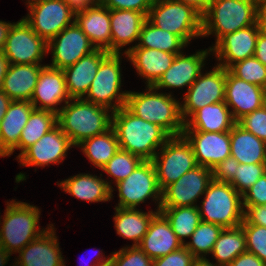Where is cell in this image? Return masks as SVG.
Listing matches in <instances>:
<instances>
[{"mask_svg": "<svg viewBox=\"0 0 266 266\" xmlns=\"http://www.w3.org/2000/svg\"><path fill=\"white\" fill-rule=\"evenodd\" d=\"M112 128L119 148L139 156L143 161H151L156 150L159 151L171 137L161 126L136 116L126 106L112 112Z\"/></svg>", "mask_w": 266, "mask_h": 266, "instance_id": "1", "label": "cell"}, {"mask_svg": "<svg viewBox=\"0 0 266 266\" xmlns=\"http://www.w3.org/2000/svg\"><path fill=\"white\" fill-rule=\"evenodd\" d=\"M57 124L77 147L83 140L103 134L112 127V111L83 98L70 99L60 107Z\"/></svg>", "mask_w": 266, "mask_h": 266, "instance_id": "2", "label": "cell"}, {"mask_svg": "<svg viewBox=\"0 0 266 266\" xmlns=\"http://www.w3.org/2000/svg\"><path fill=\"white\" fill-rule=\"evenodd\" d=\"M146 91H129L126 107L145 121L161 126L171 136L182 135L181 103L171 93L156 92L153 86H147Z\"/></svg>", "mask_w": 266, "mask_h": 266, "instance_id": "3", "label": "cell"}, {"mask_svg": "<svg viewBox=\"0 0 266 266\" xmlns=\"http://www.w3.org/2000/svg\"><path fill=\"white\" fill-rule=\"evenodd\" d=\"M258 0H211L202 15V37L225 35L257 23Z\"/></svg>", "mask_w": 266, "mask_h": 266, "instance_id": "4", "label": "cell"}, {"mask_svg": "<svg viewBox=\"0 0 266 266\" xmlns=\"http://www.w3.org/2000/svg\"><path fill=\"white\" fill-rule=\"evenodd\" d=\"M0 224V245L9 253L19 252L46 229L40 230V209L26 202H7Z\"/></svg>", "mask_w": 266, "mask_h": 266, "instance_id": "5", "label": "cell"}, {"mask_svg": "<svg viewBox=\"0 0 266 266\" xmlns=\"http://www.w3.org/2000/svg\"><path fill=\"white\" fill-rule=\"evenodd\" d=\"M199 207L201 221L223 228L241 225L244 220L242 195L230 184L212 180Z\"/></svg>", "mask_w": 266, "mask_h": 266, "instance_id": "6", "label": "cell"}, {"mask_svg": "<svg viewBox=\"0 0 266 266\" xmlns=\"http://www.w3.org/2000/svg\"><path fill=\"white\" fill-rule=\"evenodd\" d=\"M147 19L156 27L179 36L186 44L202 37V15L177 0H154Z\"/></svg>", "mask_w": 266, "mask_h": 266, "instance_id": "7", "label": "cell"}, {"mask_svg": "<svg viewBox=\"0 0 266 266\" xmlns=\"http://www.w3.org/2000/svg\"><path fill=\"white\" fill-rule=\"evenodd\" d=\"M120 61V53H109L101 61L84 100L108 108L112 112L126 106L129 91L120 92L122 85Z\"/></svg>", "mask_w": 266, "mask_h": 266, "instance_id": "8", "label": "cell"}, {"mask_svg": "<svg viewBox=\"0 0 266 266\" xmlns=\"http://www.w3.org/2000/svg\"><path fill=\"white\" fill-rule=\"evenodd\" d=\"M159 151L151 161L161 190L197 166L192 145L183 134L171 136Z\"/></svg>", "mask_w": 266, "mask_h": 266, "instance_id": "9", "label": "cell"}, {"mask_svg": "<svg viewBox=\"0 0 266 266\" xmlns=\"http://www.w3.org/2000/svg\"><path fill=\"white\" fill-rule=\"evenodd\" d=\"M118 189L120 208H135L147 199L152 198L158 203V211L162 199L156 170L152 161H142L124 180L115 185Z\"/></svg>", "mask_w": 266, "mask_h": 266, "instance_id": "10", "label": "cell"}, {"mask_svg": "<svg viewBox=\"0 0 266 266\" xmlns=\"http://www.w3.org/2000/svg\"><path fill=\"white\" fill-rule=\"evenodd\" d=\"M27 7L29 14L23 19L47 43L75 22V13L64 0H40Z\"/></svg>", "mask_w": 266, "mask_h": 266, "instance_id": "11", "label": "cell"}, {"mask_svg": "<svg viewBox=\"0 0 266 266\" xmlns=\"http://www.w3.org/2000/svg\"><path fill=\"white\" fill-rule=\"evenodd\" d=\"M48 43L22 18L12 23L3 48L9 64H41Z\"/></svg>", "mask_w": 266, "mask_h": 266, "instance_id": "12", "label": "cell"}, {"mask_svg": "<svg viewBox=\"0 0 266 266\" xmlns=\"http://www.w3.org/2000/svg\"><path fill=\"white\" fill-rule=\"evenodd\" d=\"M226 86V69L219 65L209 72L199 74L197 80L188 88L181 105L183 121L187 120L196 110L224 101Z\"/></svg>", "mask_w": 266, "mask_h": 266, "instance_id": "13", "label": "cell"}, {"mask_svg": "<svg viewBox=\"0 0 266 266\" xmlns=\"http://www.w3.org/2000/svg\"><path fill=\"white\" fill-rule=\"evenodd\" d=\"M212 180V170L197 165L162 190L160 208L199 206L195 203Z\"/></svg>", "mask_w": 266, "mask_h": 266, "instance_id": "14", "label": "cell"}, {"mask_svg": "<svg viewBox=\"0 0 266 266\" xmlns=\"http://www.w3.org/2000/svg\"><path fill=\"white\" fill-rule=\"evenodd\" d=\"M95 49L87 35L74 22L48 42V53L51 50L53 55L49 66L63 70Z\"/></svg>", "mask_w": 266, "mask_h": 266, "instance_id": "15", "label": "cell"}, {"mask_svg": "<svg viewBox=\"0 0 266 266\" xmlns=\"http://www.w3.org/2000/svg\"><path fill=\"white\" fill-rule=\"evenodd\" d=\"M74 147L69 137L57 124L37 142L27 148L18 158L20 166H48L63 162L66 152Z\"/></svg>", "mask_w": 266, "mask_h": 266, "instance_id": "16", "label": "cell"}, {"mask_svg": "<svg viewBox=\"0 0 266 266\" xmlns=\"http://www.w3.org/2000/svg\"><path fill=\"white\" fill-rule=\"evenodd\" d=\"M259 31L256 23L223 36L210 47L219 61L217 65L228 69L232 64L254 56Z\"/></svg>", "mask_w": 266, "mask_h": 266, "instance_id": "17", "label": "cell"}, {"mask_svg": "<svg viewBox=\"0 0 266 266\" xmlns=\"http://www.w3.org/2000/svg\"><path fill=\"white\" fill-rule=\"evenodd\" d=\"M70 99L63 70L51 67L49 64L44 65L41 68L30 100L34 108L58 114L60 109L57 105H60L62 102L67 103Z\"/></svg>", "mask_w": 266, "mask_h": 266, "instance_id": "18", "label": "cell"}, {"mask_svg": "<svg viewBox=\"0 0 266 266\" xmlns=\"http://www.w3.org/2000/svg\"><path fill=\"white\" fill-rule=\"evenodd\" d=\"M183 135L192 145L197 165L212 170L221 161L231 156L230 131H183Z\"/></svg>", "mask_w": 266, "mask_h": 266, "instance_id": "19", "label": "cell"}, {"mask_svg": "<svg viewBox=\"0 0 266 266\" xmlns=\"http://www.w3.org/2000/svg\"><path fill=\"white\" fill-rule=\"evenodd\" d=\"M265 88L246 82L226 69L225 103L238 121L244 115L261 108Z\"/></svg>", "mask_w": 266, "mask_h": 266, "instance_id": "20", "label": "cell"}, {"mask_svg": "<svg viewBox=\"0 0 266 266\" xmlns=\"http://www.w3.org/2000/svg\"><path fill=\"white\" fill-rule=\"evenodd\" d=\"M211 48L197 51L192 55L176 54L172 65L153 85L156 90L161 88H188L197 80L205 59L210 54Z\"/></svg>", "mask_w": 266, "mask_h": 266, "instance_id": "21", "label": "cell"}, {"mask_svg": "<svg viewBox=\"0 0 266 266\" xmlns=\"http://www.w3.org/2000/svg\"><path fill=\"white\" fill-rule=\"evenodd\" d=\"M53 224L18 253V266H66Z\"/></svg>", "mask_w": 266, "mask_h": 266, "instance_id": "22", "label": "cell"}, {"mask_svg": "<svg viewBox=\"0 0 266 266\" xmlns=\"http://www.w3.org/2000/svg\"><path fill=\"white\" fill-rule=\"evenodd\" d=\"M109 54L102 49L80 58L74 65L63 69L66 88L71 99L84 98L93 82L101 61Z\"/></svg>", "mask_w": 266, "mask_h": 266, "instance_id": "23", "label": "cell"}, {"mask_svg": "<svg viewBox=\"0 0 266 266\" xmlns=\"http://www.w3.org/2000/svg\"><path fill=\"white\" fill-rule=\"evenodd\" d=\"M182 246L184 245L160 211L153 216L145 236L138 245L152 260L163 257Z\"/></svg>", "mask_w": 266, "mask_h": 266, "instance_id": "24", "label": "cell"}, {"mask_svg": "<svg viewBox=\"0 0 266 266\" xmlns=\"http://www.w3.org/2000/svg\"><path fill=\"white\" fill-rule=\"evenodd\" d=\"M75 23L87 35L96 49L110 53L111 23L110 9L100 2L75 14Z\"/></svg>", "mask_w": 266, "mask_h": 266, "instance_id": "25", "label": "cell"}, {"mask_svg": "<svg viewBox=\"0 0 266 266\" xmlns=\"http://www.w3.org/2000/svg\"><path fill=\"white\" fill-rule=\"evenodd\" d=\"M146 20L147 16L141 12L110 9V53H121L123 46L139 41L140 31Z\"/></svg>", "mask_w": 266, "mask_h": 266, "instance_id": "26", "label": "cell"}, {"mask_svg": "<svg viewBox=\"0 0 266 266\" xmlns=\"http://www.w3.org/2000/svg\"><path fill=\"white\" fill-rule=\"evenodd\" d=\"M236 123L225 101H221L196 110L184 122V131L227 132Z\"/></svg>", "mask_w": 266, "mask_h": 266, "instance_id": "27", "label": "cell"}, {"mask_svg": "<svg viewBox=\"0 0 266 266\" xmlns=\"http://www.w3.org/2000/svg\"><path fill=\"white\" fill-rule=\"evenodd\" d=\"M126 56L147 86H153L172 65L176 54L150 48H131Z\"/></svg>", "mask_w": 266, "mask_h": 266, "instance_id": "28", "label": "cell"}, {"mask_svg": "<svg viewBox=\"0 0 266 266\" xmlns=\"http://www.w3.org/2000/svg\"><path fill=\"white\" fill-rule=\"evenodd\" d=\"M42 64H9L2 91L12 100L30 101Z\"/></svg>", "mask_w": 266, "mask_h": 266, "instance_id": "29", "label": "cell"}, {"mask_svg": "<svg viewBox=\"0 0 266 266\" xmlns=\"http://www.w3.org/2000/svg\"><path fill=\"white\" fill-rule=\"evenodd\" d=\"M34 106L30 101H11L0 122V141L3 149L12 155L19 149V139Z\"/></svg>", "mask_w": 266, "mask_h": 266, "instance_id": "30", "label": "cell"}, {"mask_svg": "<svg viewBox=\"0 0 266 266\" xmlns=\"http://www.w3.org/2000/svg\"><path fill=\"white\" fill-rule=\"evenodd\" d=\"M111 183L96 175L81 173L61 181L58 185L64 192L91 203L109 201L114 191Z\"/></svg>", "mask_w": 266, "mask_h": 266, "instance_id": "31", "label": "cell"}, {"mask_svg": "<svg viewBox=\"0 0 266 266\" xmlns=\"http://www.w3.org/2000/svg\"><path fill=\"white\" fill-rule=\"evenodd\" d=\"M230 151L241 164L266 163V142L238 123L230 131Z\"/></svg>", "mask_w": 266, "mask_h": 266, "instance_id": "32", "label": "cell"}, {"mask_svg": "<svg viewBox=\"0 0 266 266\" xmlns=\"http://www.w3.org/2000/svg\"><path fill=\"white\" fill-rule=\"evenodd\" d=\"M114 209L116 213L114 216V226L117 234L124 239L132 240L134 242L132 246H138L158 209L154 212H142L137 208L115 207Z\"/></svg>", "mask_w": 266, "mask_h": 266, "instance_id": "33", "label": "cell"}, {"mask_svg": "<svg viewBox=\"0 0 266 266\" xmlns=\"http://www.w3.org/2000/svg\"><path fill=\"white\" fill-rule=\"evenodd\" d=\"M187 44L175 34L162 30L153 25L148 19L144 22L140 31L138 44L124 51L126 54L131 48H150L164 52L180 54Z\"/></svg>", "mask_w": 266, "mask_h": 266, "instance_id": "34", "label": "cell"}, {"mask_svg": "<svg viewBox=\"0 0 266 266\" xmlns=\"http://www.w3.org/2000/svg\"><path fill=\"white\" fill-rule=\"evenodd\" d=\"M246 236L241 225L223 228L211 252L216 263L228 266L238 255L246 252Z\"/></svg>", "mask_w": 266, "mask_h": 266, "instance_id": "35", "label": "cell"}, {"mask_svg": "<svg viewBox=\"0 0 266 266\" xmlns=\"http://www.w3.org/2000/svg\"><path fill=\"white\" fill-rule=\"evenodd\" d=\"M82 152L94 166L101 169L120 149L115 130L111 127L105 133L83 140Z\"/></svg>", "mask_w": 266, "mask_h": 266, "instance_id": "36", "label": "cell"}, {"mask_svg": "<svg viewBox=\"0 0 266 266\" xmlns=\"http://www.w3.org/2000/svg\"><path fill=\"white\" fill-rule=\"evenodd\" d=\"M57 125V114L48 110L34 109L24 126L19 139L20 153L17 158L43 135Z\"/></svg>", "mask_w": 266, "mask_h": 266, "instance_id": "37", "label": "cell"}, {"mask_svg": "<svg viewBox=\"0 0 266 266\" xmlns=\"http://www.w3.org/2000/svg\"><path fill=\"white\" fill-rule=\"evenodd\" d=\"M168 220L173 232L185 244L184 239L190 238L201 222L198 206H182L175 208H160Z\"/></svg>", "mask_w": 266, "mask_h": 266, "instance_id": "38", "label": "cell"}, {"mask_svg": "<svg viewBox=\"0 0 266 266\" xmlns=\"http://www.w3.org/2000/svg\"><path fill=\"white\" fill-rule=\"evenodd\" d=\"M223 227L217 224L201 221L191 235V240L184 246L196 257H206L213 250Z\"/></svg>", "mask_w": 266, "mask_h": 266, "instance_id": "39", "label": "cell"}, {"mask_svg": "<svg viewBox=\"0 0 266 266\" xmlns=\"http://www.w3.org/2000/svg\"><path fill=\"white\" fill-rule=\"evenodd\" d=\"M142 161L139 156L119 149L101 170L114 177L117 184L127 178Z\"/></svg>", "mask_w": 266, "mask_h": 266, "instance_id": "40", "label": "cell"}, {"mask_svg": "<svg viewBox=\"0 0 266 266\" xmlns=\"http://www.w3.org/2000/svg\"><path fill=\"white\" fill-rule=\"evenodd\" d=\"M228 70L239 79L266 89V66L255 56L232 64Z\"/></svg>", "mask_w": 266, "mask_h": 266, "instance_id": "41", "label": "cell"}, {"mask_svg": "<svg viewBox=\"0 0 266 266\" xmlns=\"http://www.w3.org/2000/svg\"><path fill=\"white\" fill-rule=\"evenodd\" d=\"M266 174V163L238 164L235 176L230 184L242 195Z\"/></svg>", "mask_w": 266, "mask_h": 266, "instance_id": "42", "label": "cell"}, {"mask_svg": "<svg viewBox=\"0 0 266 266\" xmlns=\"http://www.w3.org/2000/svg\"><path fill=\"white\" fill-rule=\"evenodd\" d=\"M241 226L246 236V250L266 263V227L250 224L245 219Z\"/></svg>", "mask_w": 266, "mask_h": 266, "instance_id": "43", "label": "cell"}, {"mask_svg": "<svg viewBox=\"0 0 266 266\" xmlns=\"http://www.w3.org/2000/svg\"><path fill=\"white\" fill-rule=\"evenodd\" d=\"M113 266H153V260L138 246H126L112 252Z\"/></svg>", "mask_w": 266, "mask_h": 266, "instance_id": "44", "label": "cell"}, {"mask_svg": "<svg viewBox=\"0 0 266 266\" xmlns=\"http://www.w3.org/2000/svg\"><path fill=\"white\" fill-rule=\"evenodd\" d=\"M237 123L266 142V112L262 107L244 115Z\"/></svg>", "mask_w": 266, "mask_h": 266, "instance_id": "45", "label": "cell"}, {"mask_svg": "<svg viewBox=\"0 0 266 266\" xmlns=\"http://www.w3.org/2000/svg\"><path fill=\"white\" fill-rule=\"evenodd\" d=\"M243 207L266 205V174L242 194Z\"/></svg>", "mask_w": 266, "mask_h": 266, "instance_id": "46", "label": "cell"}, {"mask_svg": "<svg viewBox=\"0 0 266 266\" xmlns=\"http://www.w3.org/2000/svg\"><path fill=\"white\" fill-rule=\"evenodd\" d=\"M195 257L185 247L153 260V266H192Z\"/></svg>", "mask_w": 266, "mask_h": 266, "instance_id": "47", "label": "cell"}, {"mask_svg": "<svg viewBox=\"0 0 266 266\" xmlns=\"http://www.w3.org/2000/svg\"><path fill=\"white\" fill-rule=\"evenodd\" d=\"M154 0H99V2L109 9L133 10L144 13L146 16Z\"/></svg>", "mask_w": 266, "mask_h": 266, "instance_id": "48", "label": "cell"}, {"mask_svg": "<svg viewBox=\"0 0 266 266\" xmlns=\"http://www.w3.org/2000/svg\"><path fill=\"white\" fill-rule=\"evenodd\" d=\"M239 162L232 156L227 157L212 169L213 180L230 183L234 176Z\"/></svg>", "mask_w": 266, "mask_h": 266, "instance_id": "49", "label": "cell"}, {"mask_svg": "<svg viewBox=\"0 0 266 266\" xmlns=\"http://www.w3.org/2000/svg\"><path fill=\"white\" fill-rule=\"evenodd\" d=\"M244 219L250 224L266 227V205L256 207H243Z\"/></svg>", "mask_w": 266, "mask_h": 266, "instance_id": "50", "label": "cell"}, {"mask_svg": "<svg viewBox=\"0 0 266 266\" xmlns=\"http://www.w3.org/2000/svg\"><path fill=\"white\" fill-rule=\"evenodd\" d=\"M228 266H266L256 255L248 251L238 255Z\"/></svg>", "mask_w": 266, "mask_h": 266, "instance_id": "51", "label": "cell"}, {"mask_svg": "<svg viewBox=\"0 0 266 266\" xmlns=\"http://www.w3.org/2000/svg\"><path fill=\"white\" fill-rule=\"evenodd\" d=\"M254 56L266 66V34L259 31Z\"/></svg>", "mask_w": 266, "mask_h": 266, "instance_id": "52", "label": "cell"}, {"mask_svg": "<svg viewBox=\"0 0 266 266\" xmlns=\"http://www.w3.org/2000/svg\"><path fill=\"white\" fill-rule=\"evenodd\" d=\"M76 14L99 3V0H64Z\"/></svg>", "mask_w": 266, "mask_h": 266, "instance_id": "53", "label": "cell"}, {"mask_svg": "<svg viewBox=\"0 0 266 266\" xmlns=\"http://www.w3.org/2000/svg\"><path fill=\"white\" fill-rule=\"evenodd\" d=\"M257 24L259 30L266 34V0H258Z\"/></svg>", "mask_w": 266, "mask_h": 266, "instance_id": "54", "label": "cell"}, {"mask_svg": "<svg viewBox=\"0 0 266 266\" xmlns=\"http://www.w3.org/2000/svg\"><path fill=\"white\" fill-rule=\"evenodd\" d=\"M177 1L193 7L201 15H203L207 11V8L211 2V0H177Z\"/></svg>", "mask_w": 266, "mask_h": 266, "instance_id": "55", "label": "cell"}, {"mask_svg": "<svg viewBox=\"0 0 266 266\" xmlns=\"http://www.w3.org/2000/svg\"><path fill=\"white\" fill-rule=\"evenodd\" d=\"M9 67L8 58L5 56L3 51H0V90L2 89L4 77L7 73Z\"/></svg>", "mask_w": 266, "mask_h": 266, "instance_id": "56", "label": "cell"}, {"mask_svg": "<svg viewBox=\"0 0 266 266\" xmlns=\"http://www.w3.org/2000/svg\"><path fill=\"white\" fill-rule=\"evenodd\" d=\"M12 23L0 20V51H3L7 34Z\"/></svg>", "mask_w": 266, "mask_h": 266, "instance_id": "57", "label": "cell"}, {"mask_svg": "<svg viewBox=\"0 0 266 266\" xmlns=\"http://www.w3.org/2000/svg\"><path fill=\"white\" fill-rule=\"evenodd\" d=\"M12 100L0 90V122L6 114L7 108Z\"/></svg>", "mask_w": 266, "mask_h": 266, "instance_id": "58", "label": "cell"}, {"mask_svg": "<svg viewBox=\"0 0 266 266\" xmlns=\"http://www.w3.org/2000/svg\"><path fill=\"white\" fill-rule=\"evenodd\" d=\"M206 257H196L193 261L192 266H222L217 263H212Z\"/></svg>", "mask_w": 266, "mask_h": 266, "instance_id": "59", "label": "cell"}, {"mask_svg": "<svg viewBox=\"0 0 266 266\" xmlns=\"http://www.w3.org/2000/svg\"><path fill=\"white\" fill-rule=\"evenodd\" d=\"M100 254H103V253H101L100 251L96 253L97 258H95V259H96L97 263H94L93 262V264L92 265H89V266H101V265H105V264H108V263L111 262V256L110 257H106V258L104 257L103 258V255L100 256ZM99 257H100V259H99Z\"/></svg>", "mask_w": 266, "mask_h": 266, "instance_id": "60", "label": "cell"}, {"mask_svg": "<svg viewBox=\"0 0 266 266\" xmlns=\"http://www.w3.org/2000/svg\"><path fill=\"white\" fill-rule=\"evenodd\" d=\"M12 254L7 252L1 245H0V266H5Z\"/></svg>", "mask_w": 266, "mask_h": 266, "instance_id": "61", "label": "cell"}, {"mask_svg": "<svg viewBox=\"0 0 266 266\" xmlns=\"http://www.w3.org/2000/svg\"><path fill=\"white\" fill-rule=\"evenodd\" d=\"M0 156L1 157H5V156H9L10 157V155L3 149L1 141H0Z\"/></svg>", "mask_w": 266, "mask_h": 266, "instance_id": "62", "label": "cell"}, {"mask_svg": "<svg viewBox=\"0 0 266 266\" xmlns=\"http://www.w3.org/2000/svg\"><path fill=\"white\" fill-rule=\"evenodd\" d=\"M261 107L266 112V90H265V93H264L263 102H262Z\"/></svg>", "mask_w": 266, "mask_h": 266, "instance_id": "63", "label": "cell"}, {"mask_svg": "<svg viewBox=\"0 0 266 266\" xmlns=\"http://www.w3.org/2000/svg\"><path fill=\"white\" fill-rule=\"evenodd\" d=\"M36 1H40V0H27V5H30L31 3H34V2H36Z\"/></svg>", "mask_w": 266, "mask_h": 266, "instance_id": "64", "label": "cell"}, {"mask_svg": "<svg viewBox=\"0 0 266 266\" xmlns=\"http://www.w3.org/2000/svg\"><path fill=\"white\" fill-rule=\"evenodd\" d=\"M101 266H113V264L110 262V263H108V264L101 265Z\"/></svg>", "mask_w": 266, "mask_h": 266, "instance_id": "65", "label": "cell"}]
</instances>
